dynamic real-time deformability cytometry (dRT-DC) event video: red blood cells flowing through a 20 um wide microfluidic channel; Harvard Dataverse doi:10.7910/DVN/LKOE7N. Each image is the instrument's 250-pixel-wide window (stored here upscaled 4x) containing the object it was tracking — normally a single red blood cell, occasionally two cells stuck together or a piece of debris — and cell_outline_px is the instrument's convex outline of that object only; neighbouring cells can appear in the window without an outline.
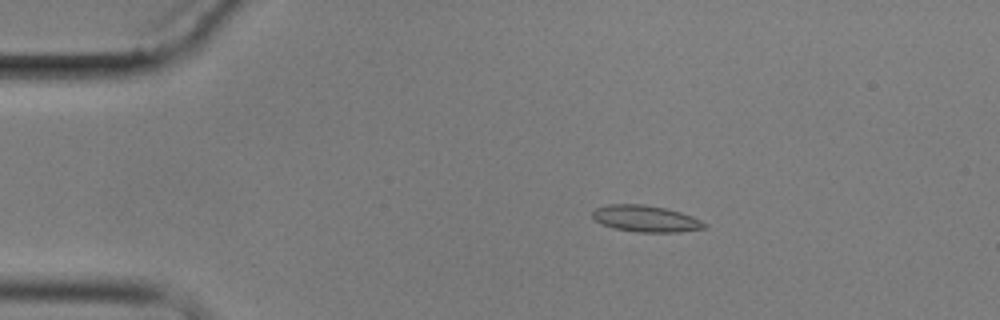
{"species": "common noctule bat (a hibernating species)", "species_latin": "Nyctalus noctula", "temperature_condition": "cold", "stored_images_in_passage": 3, "camera_frame_rate_fps": 3000, "um_per_image_px": 0.085, "animal": {"sex": "male", "body_mass_g": 17.9}, "frame": {"image": 1, "passage_image": 2, "time_ms": 1.667, "image_size_px": [1000, 320], "cell_outline_px": [[708, 228], [680, 232], [636, 232], [616, 228], [600, 224], [592, 216], [592, 212], [596, 208], [608, 204], [644, 204], [664, 208], [680, 212], [692, 216], [708, 224]], "centroid_in_image_um": [54.91, 18.59], "position_along_channel_um": 30.1, "area_um2": 17.34}}